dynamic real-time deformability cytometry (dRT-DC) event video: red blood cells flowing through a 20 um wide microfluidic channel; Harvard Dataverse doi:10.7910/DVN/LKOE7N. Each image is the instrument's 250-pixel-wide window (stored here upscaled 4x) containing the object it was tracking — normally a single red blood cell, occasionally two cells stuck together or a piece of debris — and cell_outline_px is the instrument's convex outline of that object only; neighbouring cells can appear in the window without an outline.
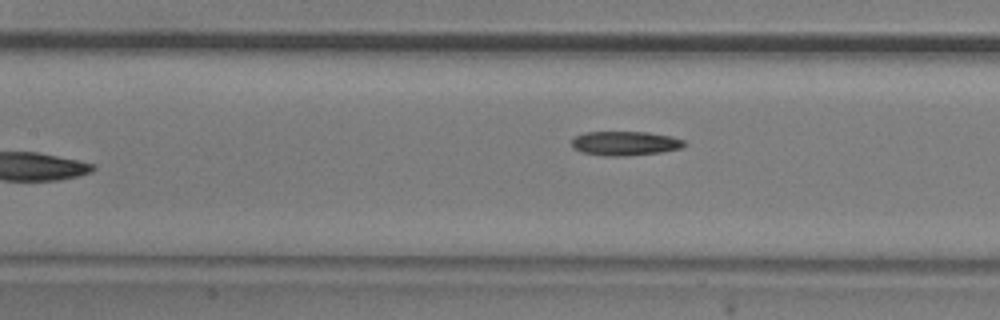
{"species": "common noctule bat (a hibernating species)", "species_latin": "Nyctalus noctula", "temperature_condition": "room temperature", "stored_images_in_passage": 9, "camera_frame_rate_fps": 3000, "um_per_image_px": 0.085, "animal": {"sex": "male", "body_mass_g": 20.5, "forearm_length_mm": 52.5}, "frame": {"image": 1, "passage_image": 9, "time_ms": 9.333, "image_size_px": [1000, 320], "cell_outline_px": [[688, 144], [684, 148], [660, 152], [628, 156], [604, 156], [580, 152], [572, 148], [572, 140], [576, 136], [584, 132], [648, 132], [672, 136], [684, 140]], "centroid_in_image_um": [53.16, 12.19], "position_along_channel_um": 154.2, "area_um2": 16.18}}